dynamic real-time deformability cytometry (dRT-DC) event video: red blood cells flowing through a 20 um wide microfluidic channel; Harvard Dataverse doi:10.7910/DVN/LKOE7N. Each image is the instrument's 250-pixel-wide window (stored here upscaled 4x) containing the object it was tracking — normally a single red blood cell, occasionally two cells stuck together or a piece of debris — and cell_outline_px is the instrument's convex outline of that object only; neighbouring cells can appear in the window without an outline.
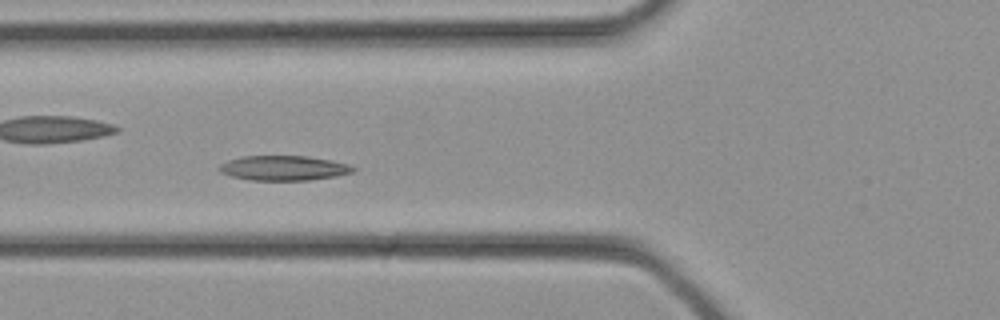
{"species": "common noctule bat (a hibernating species)", "species_latin": "Nyctalus noctula", "temperature_condition": "cold", "stored_images_in_passage": 27, "camera_frame_rate_fps": 3000, "um_per_image_px": 0.085, "animal": {"sex": "female", "body_mass_g": 21.9}, "frame": {"image": 1, "passage_image": 6, "time_ms": 1.667, "image_size_px": [1000, 320], "cell_outline_px": [[356, 168], [352, 172], [336, 176], [308, 180], [248, 180], [232, 176], [220, 172], [216, 168], [220, 164], [228, 160], [240, 156], [308, 156], [332, 160], [348, 164]], "centroid_in_image_um": [24.08, 14.28], "position_along_channel_um": 101.7, "area_um2": 19.42}}
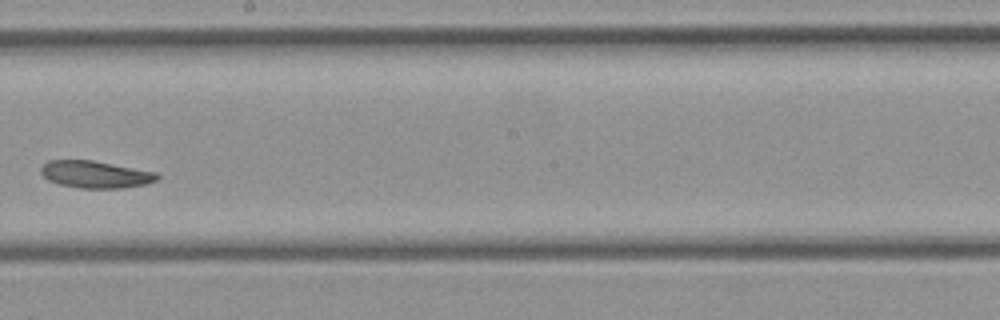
{"frame": {"image": 2, "passage_image": 13, "time_ms": 4.0, "image_size_px": [1000, 320], "cell_outline_px": [[160, 176], [156, 180], [144, 184], [124, 188], [80, 188], [60, 184], [48, 180], [40, 172], [40, 168], [48, 160], [92, 160], [156, 172]], "centroid_in_image_um": [8.09, 14.82], "position_along_channel_um": 240.1, "area_um2": 18.26}}
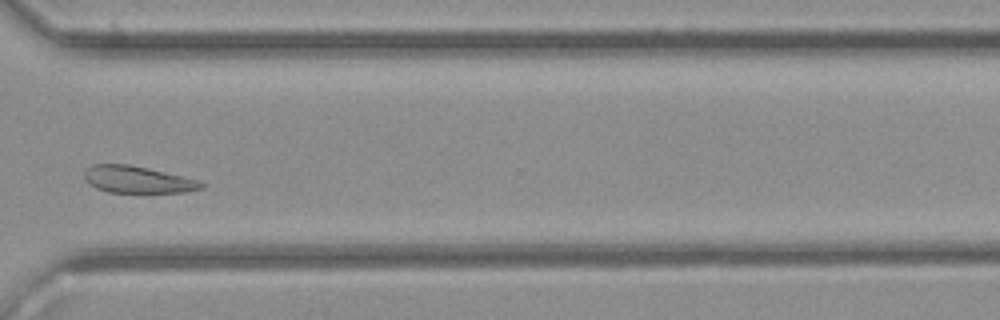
{"frame": {"image": 3, "passage_image": 19, "time_ms": 6.0, "image_size_px": [1000, 320], "cell_outline_px": [[204, 188], [184, 192], [108, 192], [96, 188], [84, 180], [84, 168], [92, 164], [128, 164], [148, 168], [196, 180], [204, 184]], "centroid_in_image_um": [11.61, 15.26], "position_along_channel_um": 359.0, "area_um2": 18.21}}